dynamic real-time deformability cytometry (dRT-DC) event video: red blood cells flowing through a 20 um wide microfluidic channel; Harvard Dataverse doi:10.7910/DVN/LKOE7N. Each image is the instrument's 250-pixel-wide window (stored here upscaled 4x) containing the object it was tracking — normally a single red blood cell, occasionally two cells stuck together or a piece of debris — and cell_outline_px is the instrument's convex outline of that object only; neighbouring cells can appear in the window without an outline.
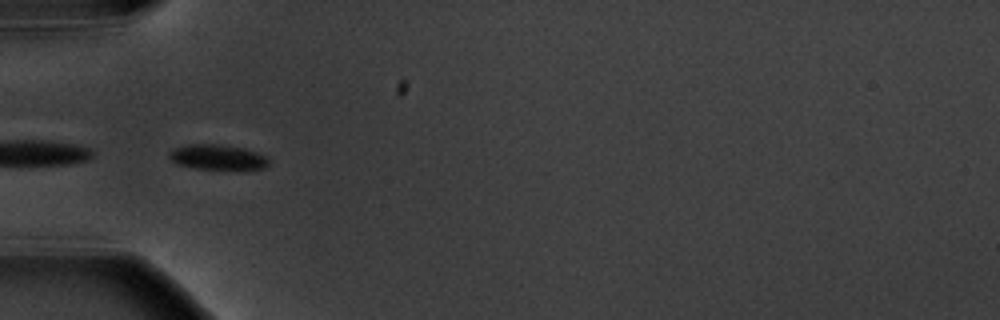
{"species": "common noctule bat (a hibernating species)", "species_latin": "Nyctalus noctula", "temperature_condition": "warm", "stored_images_in_passage": 8, "segment_of_instrument_passage": [2, 2], "camera_frame_rate_fps": 3000, "um_per_image_px": 0.085, "animal": {"sex": "male", "body_mass_g": 20.1, "forearm_length_mm": 53.5}, "frame": {"image": 1, "passage_image": 5, "time_ms": 4.667, "image_size_px": [1000, 320], "cell_outline_px": [[268, 168], [244, 172], [192, 168], [176, 164], [168, 156], [168, 152], [172, 148], [188, 144], [220, 144], [244, 148], [268, 156]], "centroid_in_image_um": [18.55, 13.41], "position_along_channel_um": 66.4, "area_um2": 15.61}}
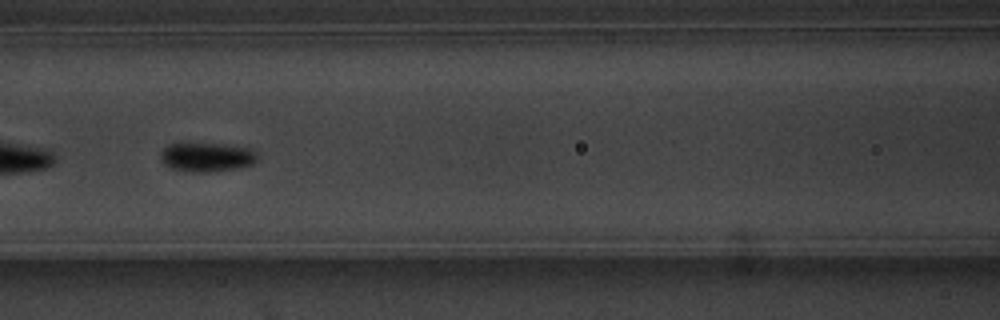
{"frame": {"image": 2, "passage_image": 7, "time_ms": 7.0, "image_size_px": [1000, 320], "cell_outline_px": [[256, 160], [252, 164], [240, 168], [208, 172], [192, 172], [172, 168], [164, 164], [160, 160], [160, 152], [168, 144], [224, 144], [252, 148], [256, 152]], "centroid_in_image_um": [17.58, 13.35], "position_along_channel_um": 149.0, "area_um2": 16.42}}